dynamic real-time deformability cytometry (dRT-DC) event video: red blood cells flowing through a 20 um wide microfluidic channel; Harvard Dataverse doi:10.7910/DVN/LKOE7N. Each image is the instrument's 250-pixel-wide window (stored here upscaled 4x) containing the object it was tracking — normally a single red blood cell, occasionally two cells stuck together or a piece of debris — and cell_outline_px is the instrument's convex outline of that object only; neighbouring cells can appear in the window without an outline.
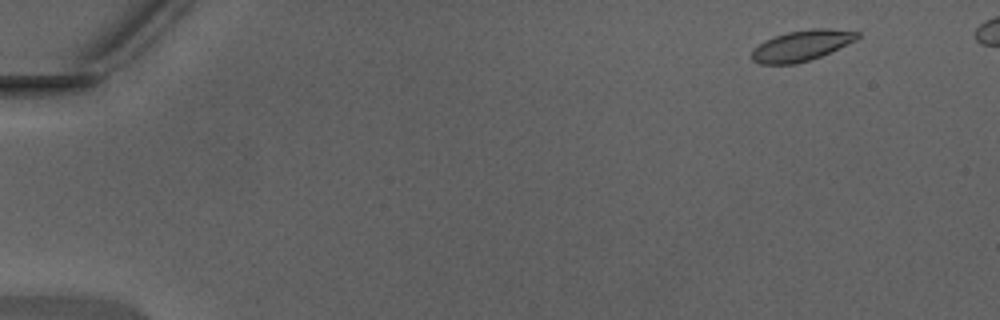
{"species": "Egyptian fruit bat (a non-hibernating species)", "species_latin": "Rousettus aegyptiacus", "temperature_condition": "warm", "stored_images_in_passage": 44, "camera_frame_rate_fps": 3000, "um_per_image_px": 0.085, "animal": {"sex": "male"}, "frame": {"image": 1, "passage_image": 2, "time_ms": 0.333, "image_size_px": [1000, 320], "cell_outline_px": [[860, 36], [856, 40], [820, 56], [796, 64], [760, 64], [752, 60], [752, 48], [764, 40], [788, 32], [812, 28], [828, 28], [860, 32]], "centroid_in_image_um": [68.11, 3.87], "position_along_channel_um": 16.9, "area_um2": 18.79}}
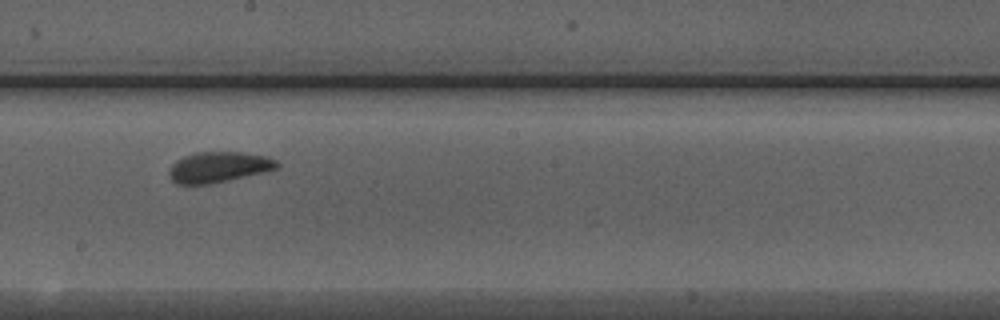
{"frame": {"image": 2, "passage_image": 26, "time_ms": 8.333, "image_size_px": [1000, 320], "cell_outline_px": [[280, 164], [276, 168], [264, 172], [228, 180], [208, 184], [176, 184], [168, 176], [168, 172], [172, 164], [176, 160], [184, 156], [196, 152], [240, 152], [268, 156], [276, 160]], "centroid_in_image_um": [18.56, 14.2], "position_along_channel_um": 229.6, "area_um2": 19.25}}
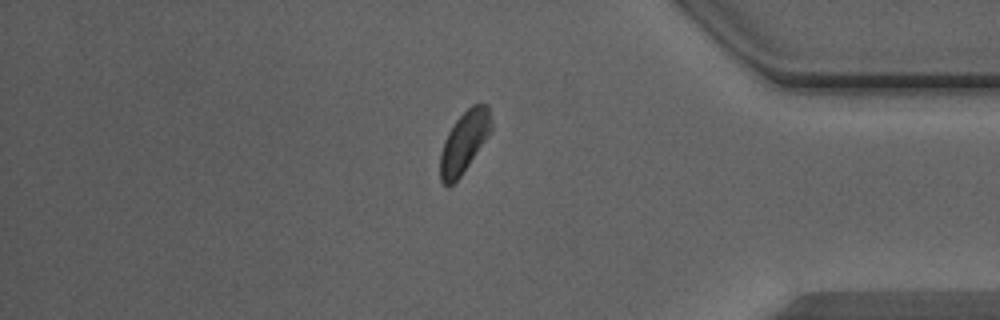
{"frame": {"image": 3, "passage_image": 39, "time_ms": 12.667, "image_size_px": [1000, 320], "cell_outline_px": [[492, 128], [488, 136], [460, 176], [448, 188], [440, 180], [440, 152], [444, 140], [448, 132], [456, 120], [472, 104], [488, 104], [492, 120]], "centroid_in_image_um": [39.45, 12.06], "position_along_channel_um": 395.8, "area_um2": 18.15}}